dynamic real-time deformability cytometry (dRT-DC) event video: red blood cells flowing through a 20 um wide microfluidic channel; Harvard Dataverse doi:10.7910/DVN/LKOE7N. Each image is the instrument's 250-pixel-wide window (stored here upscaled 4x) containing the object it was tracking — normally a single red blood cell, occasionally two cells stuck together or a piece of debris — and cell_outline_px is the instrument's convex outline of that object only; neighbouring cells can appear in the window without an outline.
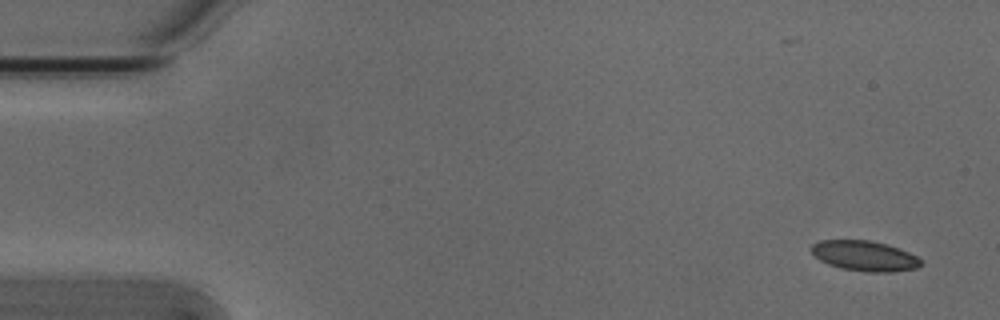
{"species": "Egyptian fruit bat (a non-hibernating species)", "species_latin": "Rousettus aegyptiacus", "temperature_condition": "cold", "stored_images_in_passage": 5, "camera_frame_rate_fps": 3000, "um_per_image_px": 0.085, "animal": {"sex": "male"}, "frame": {"image": 1, "passage_image": 1, "time_ms": 0.0, "image_size_px": [1000, 320], "cell_outline_px": [[920, 264], [916, 268], [892, 272], [864, 272], [840, 268], [828, 264], [820, 260], [808, 248], [812, 244], [820, 240], [868, 240], [888, 244], [908, 252], [916, 256], [920, 260]], "centroid_in_image_um": [73.44, 21.75], "position_along_channel_um": 11.6, "area_um2": 19.31}}